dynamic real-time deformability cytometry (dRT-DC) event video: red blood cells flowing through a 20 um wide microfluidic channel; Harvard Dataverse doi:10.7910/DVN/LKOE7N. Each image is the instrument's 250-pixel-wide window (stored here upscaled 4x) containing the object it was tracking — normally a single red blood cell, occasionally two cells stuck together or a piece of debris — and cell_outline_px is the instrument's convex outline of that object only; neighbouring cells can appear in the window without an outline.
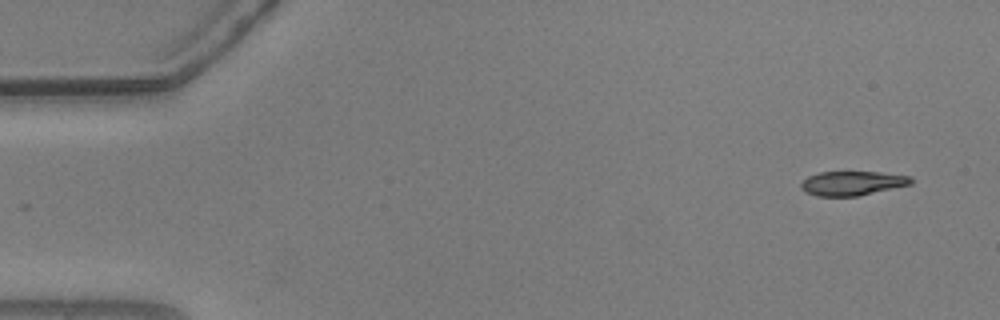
{"species": "common noctule bat (a hibernating species)", "species_latin": "Nyctalus noctula", "temperature_condition": "warm", "stored_images_in_passage": 53, "camera_frame_rate_fps": 3000, "um_per_image_px": 0.085, "animal": {"sex": "male", "body_mass_g": 20.5, "forearm_length_mm": 52.5}, "frame": {"image": 1, "passage_image": 1, "time_ms": 0.0, "image_size_px": [1000, 320], "cell_outline_px": [[912, 184], [856, 196], [816, 196], [804, 192], [800, 188], [800, 184], [808, 176], [820, 172], [880, 172], [912, 176]], "centroid_in_image_um": [72.42, 15.57], "position_along_channel_um": 12.6, "area_um2": 15.55}}
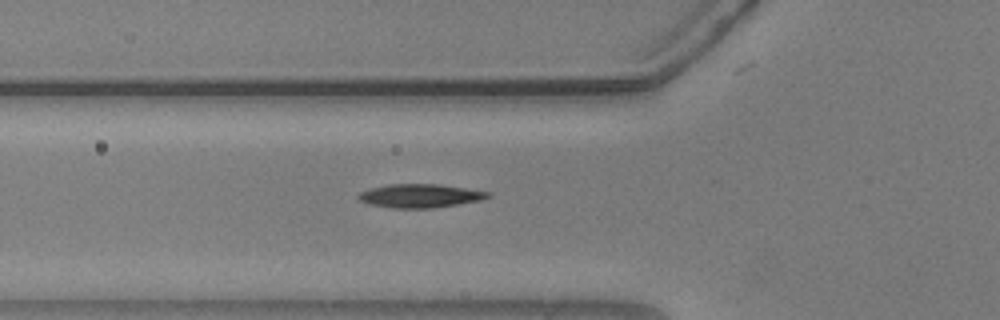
{"frame": {"image": 2, "passage_image": 17, "time_ms": 5.333, "image_size_px": [1000, 320], "cell_outline_px": [[492, 196], [480, 200], [436, 208], [392, 208], [368, 204], [360, 200], [356, 196], [360, 192], [368, 188], [388, 184], [440, 184], [492, 192]], "centroid_in_image_um": [35.7, 16.64], "position_along_channel_um": 90.1, "area_um2": 18.03}}
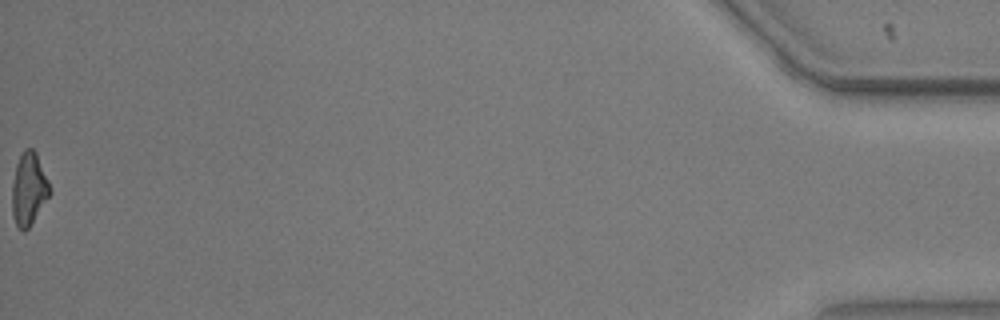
{"frame": {"image": 3, "passage_image": 53, "time_ms": 17.333, "image_size_px": [1000, 320], "cell_outline_px": [[52, 192], [28, 228], [24, 232], [16, 224], [12, 216], [12, 184], [16, 164], [24, 148], [32, 148], [36, 152], [52, 188]], "centroid_in_image_um": [2.46, 16.05], "position_along_channel_um": 432.7, "area_um2": 16.01}, "authors_computed_cell_mechanics": {"area_um2": 16.762, "velocity_mm_per_s": 3.7011, "shape_relaxation_time_tau1_ms": 10.7997, "shape_relaxation_time_tau2_ms": 3.4742, "deformation_change_tau1": 0.2599, "deformation_change_tau2": 0.1098}}